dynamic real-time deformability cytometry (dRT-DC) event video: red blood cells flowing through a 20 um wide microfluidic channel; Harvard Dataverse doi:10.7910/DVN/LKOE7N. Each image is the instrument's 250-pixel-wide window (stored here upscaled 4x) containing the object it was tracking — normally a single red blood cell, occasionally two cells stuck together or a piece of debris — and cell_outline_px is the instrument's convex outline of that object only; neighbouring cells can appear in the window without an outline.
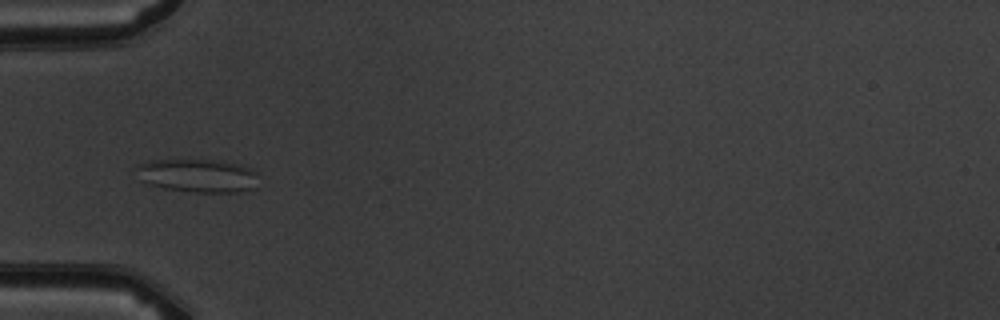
{"species": "common noctule bat (a hibernating species)", "species_latin": "Nyctalus noctula", "temperature_condition": "warm", "stored_images_in_passage": 7, "camera_frame_rate_fps": 3000, "um_per_image_px": 0.085, "animal": {"sex": "male", "body_mass_g": 19.5, "forearm_length_mm": 54.6}, "frame": {"image": 1, "passage_image": 4, "time_ms": 4.333, "image_size_px": [1000, 320], "cell_outline_px": [[256, 188], [240, 192], [196, 192], [164, 188], [144, 184], [140, 180], [136, 168], [136, 164], [152, 160], [220, 160], [240, 164], [252, 168], [256, 172]], "centroid_in_image_um": [16.8, 14.92], "position_along_channel_um": 68.2, "area_um2": 24.04}}
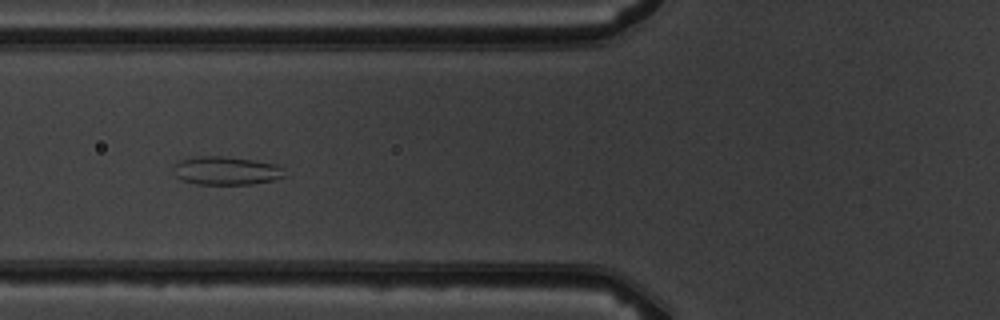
{"frame": {"image": 2, "passage_image": 5, "time_ms": 5.333, "image_size_px": [1000, 320], "cell_outline_px": [[284, 176], [272, 180], [252, 184], [196, 184], [184, 180], [176, 176], [172, 168], [180, 160], [200, 156], [228, 156], [276, 164], [280, 168]], "centroid_in_image_um": [19.18, 14.5], "position_along_channel_um": 106.6, "area_um2": 18.09}}
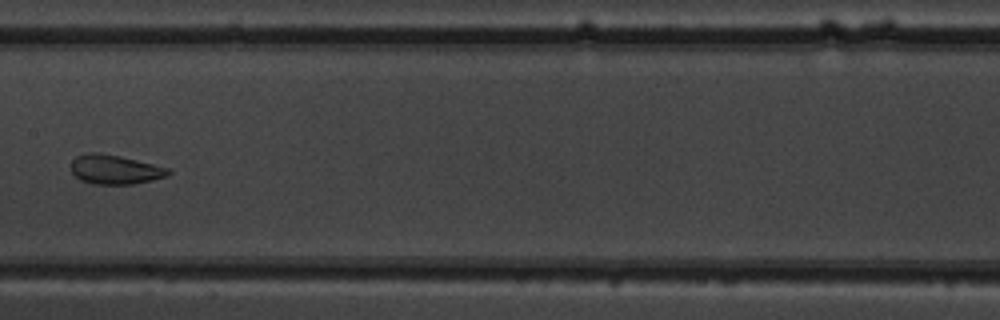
{"frame": {"image": 3, "passage_image": 7, "time_ms": 7.667, "image_size_px": [1000, 320], "cell_outline_px": [[172, 172], [168, 176], [152, 180], [132, 184], [92, 184], [80, 180], [72, 172], [72, 160], [76, 156], [88, 152], [100, 152], [120, 156], [172, 168]], "centroid_in_image_um": [9.81, 14.4], "position_along_channel_um": 197.6, "area_um2": 16.82}}